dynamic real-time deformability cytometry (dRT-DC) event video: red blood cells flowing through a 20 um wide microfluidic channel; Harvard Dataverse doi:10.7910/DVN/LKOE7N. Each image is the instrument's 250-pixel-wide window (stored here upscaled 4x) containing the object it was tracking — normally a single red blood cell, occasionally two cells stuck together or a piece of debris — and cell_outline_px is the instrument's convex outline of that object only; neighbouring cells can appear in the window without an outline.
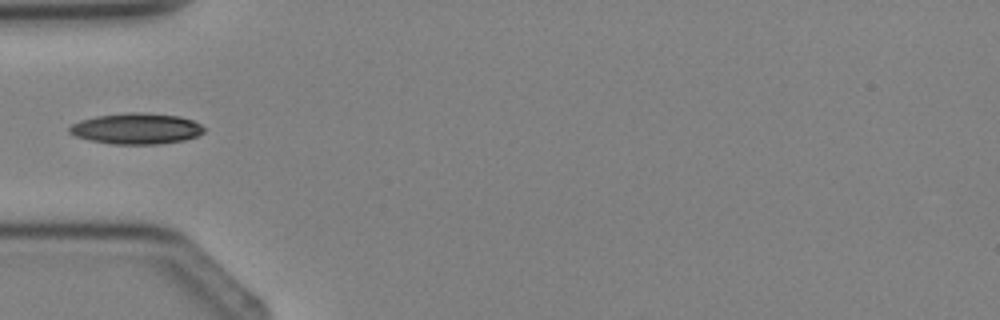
{"species": "Egyptian fruit bat (a non-hibernating species)", "species_latin": "Rousettus aegyptiacus", "temperature_condition": "cold", "stored_images_in_passage": 3, "camera_frame_rate_fps": 3000, "um_per_image_px": 0.085, "animal": {"sex": "female"}, "frame": {"image": 1, "passage_image": 3, "time_ms": 2.333, "image_size_px": [1000, 320], "cell_outline_px": [[204, 132], [196, 136], [184, 140], [160, 144], [112, 144], [88, 140], [76, 136], [68, 132], [68, 128], [72, 124], [80, 120], [96, 116], [132, 112], [140, 112], [180, 116], [192, 120], [200, 124], [204, 128]], "centroid_in_image_um": [11.58, 10.93], "position_along_channel_um": 73.4, "area_um2": 24.28}}